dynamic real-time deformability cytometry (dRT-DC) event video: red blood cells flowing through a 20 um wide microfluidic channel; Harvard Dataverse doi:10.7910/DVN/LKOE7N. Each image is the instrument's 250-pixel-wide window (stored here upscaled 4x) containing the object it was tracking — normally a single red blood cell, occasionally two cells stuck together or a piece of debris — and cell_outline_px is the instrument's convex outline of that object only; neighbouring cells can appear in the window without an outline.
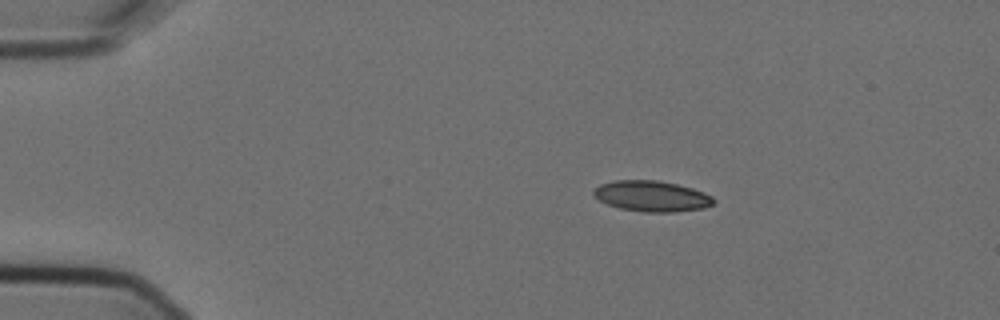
{"species": "Egyptian fruit bat (a non-hibernating species)", "species_latin": "Rousettus aegyptiacus", "temperature_condition": "cold", "stored_images_in_passage": 4, "camera_frame_rate_fps": 3000, "um_per_image_px": 0.085, "animal": {"sex": "female"}, "frame": {"image": 1, "passage_image": 2, "time_ms": 0.333, "image_size_px": [1000, 320], "cell_outline_px": [[716, 200], [712, 204], [704, 208], [672, 212], [644, 212], [620, 208], [608, 204], [600, 200], [592, 192], [600, 184], [616, 180], [656, 180], [676, 184], [692, 188], [704, 192], [712, 196]], "centroid_in_image_um": [55.42, 16.67], "position_along_channel_um": 29.6, "area_um2": 21.33}}